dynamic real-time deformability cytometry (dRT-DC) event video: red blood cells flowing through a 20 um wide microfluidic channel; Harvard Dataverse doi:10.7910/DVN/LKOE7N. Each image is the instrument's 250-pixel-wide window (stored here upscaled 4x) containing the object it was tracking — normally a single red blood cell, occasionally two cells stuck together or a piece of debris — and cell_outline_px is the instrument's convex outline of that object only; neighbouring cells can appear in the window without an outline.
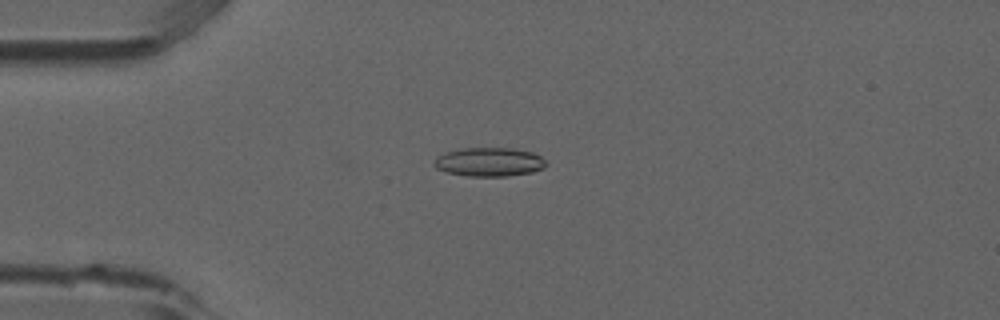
{"species": "common noctule bat (a hibernating species)", "species_latin": "Nyctalus noctula", "temperature_condition": "room temperature", "stored_images_in_passage": 5, "camera_frame_rate_fps": 3000, "um_per_image_px": 0.085, "animal": {"sex": "male", "forearm_length_mm": 52.5}, "frame": {"image": 1, "passage_image": 4, "time_ms": 1.0, "image_size_px": [1000, 320], "cell_outline_px": [[548, 164], [544, 168], [532, 172], [508, 176], [468, 176], [448, 172], [436, 168], [432, 164], [444, 152], [460, 148], [512, 148], [532, 152], [540, 156]], "centroid_in_image_um": [41.6, 13.76], "position_along_channel_um": 43.4, "area_um2": 18.79}}